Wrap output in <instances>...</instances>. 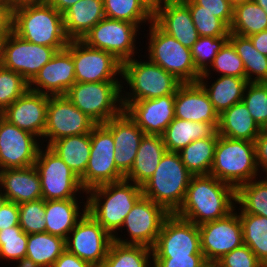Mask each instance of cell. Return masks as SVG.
Returning <instances> with one entry per match:
<instances>
[{"mask_svg":"<svg viewBox=\"0 0 267 267\" xmlns=\"http://www.w3.org/2000/svg\"><path fill=\"white\" fill-rule=\"evenodd\" d=\"M236 189L211 175L192 176L185 198L174 213L197 226L227 216L235 209Z\"/></svg>","mask_w":267,"mask_h":267,"instance_id":"6da1fadb","label":"cell"},{"mask_svg":"<svg viewBox=\"0 0 267 267\" xmlns=\"http://www.w3.org/2000/svg\"><path fill=\"white\" fill-rule=\"evenodd\" d=\"M10 29L20 38L63 50L70 42L63 14L48 3L25 4L10 10Z\"/></svg>","mask_w":267,"mask_h":267,"instance_id":"7a4b0ae2","label":"cell"},{"mask_svg":"<svg viewBox=\"0 0 267 267\" xmlns=\"http://www.w3.org/2000/svg\"><path fill=\"white\" fill-rule=\"evenodd\" d=\"M142 195L141 186L126 179L98 185L86 191L87 212L113 236Z\"/></svg>","mask_w":267,"mask_h":267,"instance_id":"3957f363","label":"cell"},{"mask_svg":"<svg viewBox=\"0 0 267 267\" xmlns=\"http://www.w3.org/2000/svg\"><path fill=\"white\" fill-rule=\"evenodd\" d=\"M140 56H135L122 63V102H135L175 95L183 83L161 66L152 63L144 55Z\"/></svg>","mask_w":267,"mask_h":267,"instance_id":"277c9868","label":"cell"},{"mask_svg":"<svg viewBox=\"0 0 267 267\" xmlns=\"http://www.w3.org/2000/svg\"><path fill=\"white\" fill-rule=\"evenodd\" d=\"M209 175L235 189L261 177L256 164L255 143L219 135Z\"/></svg>","mask_w":267,"mask_h":267,"instance_id":"5b68a950","label":"cell"},{"mask_svg":"<svg viewBox=\"0 0 267 267\" xmlns=\"http://www.w3.org/2000/svg\"><path fill=\"white\" fill-rule=\"evenodd\" d=\"M192 176L178 152L166 151L154 174L141 186L142 194L174 214L183 203Z\"/></svg>","mask_w":267,"mask_h":267,"instance_id":"8992f818","label":"cell"},{"mask_svg":"<svg viewBox=\"0 0 267 267\" xmlns=\"http://www.w3.org/2000/svg\"><path fill=\"white\" fill-rule=\"evenodd\" d=\"M144 30L149 32L144 34L148 41L143 47L145 57L182 83L198 82L201 73L196 69L190 48L164 32L154 21Z\"/></svg>","mask_w":267,"mask_h":267,"instance_id":"52a82bcc","label":"cell"},{"mask_svg":"<svg viewBox=\"0 0 267 267\" xmlns=\"http://www.w3.org/2000/svg\"><path fill=\"white\" fill-rule=\"evenodd\" d=\"M121 81L75 82L64 95L96 124H104L124 111Z\"/></svg>","mask_w":267,"mask_h":267,"instance_id":"ba28073f","label":"cell"},{"mask_svg":"<svg viewBox=\"0 0 267 267\" xmlns=\"http://www.w3.org/2000/svg\"><path fill=\"white\" fill-rule=\"evenodd\" d=\"M140 31L144 34V30L142 31L134 23L105 17L88 31L81 40L90 47L109 52L121 63H124L134 58L135 55L141 54L139 52L143 49L140 45L143 44L139 36L141 35L142 38L143 34Z\"/></svg>","mask_w":267,"mask_h":267,"instance_id":"9c48e42d","label":"cell"},{"mask_svg":"<svg viewBox=\"0 0 267 267\" xmlns=\"http://www.w3.org/2000/svg\"><path fill=\"white\" fill-rule=\"evenodd\" d=\"M169 215L164 207L142 195L126 215L122 227L112 236L113 240L124 245H142L152 249Z\"/></svg>","mask_w":267,"mask_h":267,"instance_id":"30bf717a","label":"cell"},{"mask_svg":"<svg viewBox=\"0 0 267 267\" xmlns=\"http://www.w3.org/2000/svg\"><path fill=\"white\" fill-rule=\"evenodd\" d=\"M34 167L44 200L87 198L80 178L48 146L40 148Z\"/></svg>","mask_w":267,"mask_h":267,"instance_id":"8fae6325","label":"cell"},{"mask_svg":"<svg viewBox=\"0 0 267 267\" xmlns=\"http://www.w3.org/2000/svg\"><path fill=\"white\" fill-rule=\"evenodd\" d=\"M91 152L86 171L80 178L82 187L89 189L124 179V174L115 165V143L112 133L97 124L90 133Z\"/></svg>","mask_w":267,"mask_h":267,"instance_id":"7c38bea8","label":"cell"},{"mask_svg":"<svg viewBox=\"0 0 267 267\" xmlns=\"http://www.w3.org/2000/svg\"><path fill=\"white\" fill-rule=\"evenodd\" d=\"M56 52L53 47L28 42L9 29L2 42L1 65L30 83Z\"/></svg>","mask_w":267,"mask_h":267,"instance_id":"4fadbf2b","label":"cell"},{"mask_svg":"<svg viewBox=\"0 0 267 267\" xmlns=\"http://www.w3.org/2000/svg\"><path fill=\"white\" fill-rule=\"evenodd\" d=\"M66 49L72 54L76 82L121 81L122 63L109 52L90 47L81 39L70 40Z\"/></svg>","mask_w":267,"mask_h":267,"instance_id":"5bb4252c","label":"cell"},{"mask_svg":"<svg viewBox=\"0 0 267 267\" xmlns=\"http://www.w3.org/2000/svg\"><path fill=\"white\" fill-rule=\"evenodd\" d=\"M96 125L64 95L49 96L42 145L49 147L60 138L91 133Z\"/></svg>","mask_w":267,"mask_h":267,"instance_id":"9a60e30c","label":"cell"},{"mask_svg":"<svg viewBox=\"0 0 267 267\" xmlns=\"http://www.w3.org/2000/svg\"><path fill=\"white\" fill-rule=\"evenodd\" d=\"M113 237L88 213L65 240L66 250L92 267L102 266Z\"/></svg>","mask_w":267,"mask_h":267,"instance_id":"2e32d148","label":"cell"},{"mask_svg":"<svg viewBox=\"0 0 267 267\" xmlns=\"http://www.w3.org/2000/svg\"><path fill=\"white\" fill-rule=\"evenodd\" d=\"M198 228L201 252L207 263L215 264L243 244L242 225L236 207L227 216L203 223Z\"/></svg>","mask_w":267,"mask_h":267,"instance_id":"e0dca14e","label":"cell"},{"mask_svg":"<svg viewBox=\"0 0 267 267\" xmlns=\"http://www.w3.org/2000/svg\"><path fill=\"white\" fill-rule=\"evenodd\" d=\"M41 140L0 118V170L34 166Z\"/></svg>","mask_w":267,"mask_h":267,"instance_id":"ac0fdd59","label":"cell"},{"mask_svg":"<svg viewBox=\"0 0 267 267\" xmlns=\"http://www.w3.org/2000/svg\"><path fill=\"white\" fill-rule=\"evenodd\" d=\"M152 252L153 256L203 255L198 226L170 214L163 222Z\"/></svg>","mask_w":267,"mask_h":267,"instance_id":"d6986e66","label":"cell"},{"mask_svg":"<svg viewBox=\"0 0 267 267\" xmlns=\"http://www.w3.org/2000/svg\"><path fill=\"white\" fill-rule=\"evenodd\" d=\"M122 104L124 111L145 134L162 135L175 118V95Z\"/></svg>","mask_w":267,"mask_h":267,"instance_id":"ffe728a7","label":"cell"},{"mask_svg":"<svg viewBox=\"0 0 267 267\" xmlns=\"http://www.w3.org/2000/svg\"><path fill=\"white\" fill-rule=\"evenodd\" d=\"M49 95L28 90L3 112L2 116L21 130L37 136L41 142L46 128Z\"/></svg>","mask_w":267,"mask_h":267,"instance_id":"44dd1931","label":"cell"},{"mask_svg":"<svg viewBox=\"0 0 267 267\" xmlns=\"http://www.w3.org/2000/svg\"><path fill=\"white\" fill-rule=\"evenodd\" d=\"M75 82V64L65 48L40 69L29 83V90L49 96L65 95Z\"/></svg>","mask_w":267,"mask_h":267,"instance_id":"7402d4cb","label":"cell"},{"mask_svg":"<svg viewBox=\"0 0 267 267\" xmlns=\"http://www.w3.org/2000/svg\"><path fill=\"white\" fill-rule=\"evenodd\" d=\"M175 118L192 122H206L216 130L219 115L210 102L209 96L197 83H183L175 93Z\"/></svg>","mask_w":267,"mask_h":267,"instance_id":"603a6c76","label":"cell"},{"mask_svg":"<svg viewBox=\"0 0 267 267\" xmlns=\"http://www.w3.org/2000/svg\"><path fill=\"white\" fill-rule=\"evenodd\" d=\"M113 135L115 165L126 175L132 168L144 132L123 111L103 124Z\"/></svg>","mask_w":267,"mask_h":267,"instance_id":"cb8c5ba5","label":"cell"},{"mask_svg":"<svg viewBox=\"0 0 267 267\" xmlns=\"http://www.w3.org/2000/svg\"><path fill=\"white\" fill-rule=\"evenodd\" d=\"M153 21L187 48L200 37L189 8L181 0H167L154 11Z\"/></svg>","mask_w":267,"mask_h":267,"instance_id":"d4e9b609","label":"cell"},{"mask_svg":"<svg viewBox=\"0 0 267 267\" xmlns=\"http://www.w3.org/2000/svg\"><path fill=\"white\" fill-rule=\"evenodd\" d=\"M0 192L5 200L17 204L41 199L42 188L36 168L0 170Z\"/></svg>","mask_w":267,"mask_h":267,"instance_id":"484cf974","label":"cell"},{"mask_svg":"<svg viewBox=\"0 0 267 267\" xmlns=\"http://www.w3.org/2000/svg\"><path fill=\"white\" fill-rule=\"evenodd\" d=\"M85 200L87 198L45 200V232L66 240L68 234L87 212Z\"/></svg>","mask_w":267,"mask_h":267,"instance_id":"4316f807","label":"cell"},{"mask_svg":"<svg viewBox=\"0 0 267 267\" xmlns=\"http://www.w3.org/2000/svg\"><path fill=\"white\" fill-rule=\"evenodd\" d=\"M198 83L206 91L214 109L220 115L234 104L242 101L248 81L245 77L200 76Z\"/></svg>","mask_w":267,"mask_h":267,"instance_id":"83f0119b","label":"cell"},{"mask_svg":"<svg viewBox=\"0 0 267 267\" xmlns=\"http://www.w3.org/2000/svg\"><path fill=\"white\" fill-rule=\"evenodd\" d=\"M166 151L161 135L144 134L134 164L124 179L142 186L154 174Z\"/></svg>","mask_w":267,"mask_h":267,"instance_id":"f1b7e54d","label":"cell"},{"mask_svg":"<svg viewBox=\"0 0 267 267\" xmlns=\"http://www.w3.org/2000/svg\"><path fill=\"white\" fill-rule=\"evenodd\" d=\"M103 18V0H79L63 13L66 35L70 40L82 39Z\"/></svg>","mask_w":267,"mask_h":267,"instance_id":"f546056e","label":"cell"},{"mask_svg":"<svg viewBox=\"0 0 267 267\" xmlns=\"http://www.w3.org/2000/svg\"><path fill=\"white\" fill-rule=\"evenodd\" d=\"M261 130L242 101L219 115L218 135L254 142Z\"/></svg>","mask_w":267,"mask_h":267,"instance_id":"4dcf8cb0","label":"cell"},{"mask_svg":"<svg viewBox=\"0 0 267 267\" xmlns=\"http://www.w3.org/2000/svg\"><path fill=\"white\" fill-rule=\"evenodd\" d=\"M217 130L206 122L174 118L161 135L168 152H179L191 142L211 137Z\"/></svg>","mask_w":267,"mask_h":267,"instance_id":"1f68e13d","label":"cell"},{"mask_svg":"<svg viewBox=\"0 0 267 267\" xmlns=\"http://www.w3.org/2000/svg\"><path fill=\"white\" fill-rule=\"evenodd\" d=\"M49 148L79 178L83 176L91 152L90 133L60 138L54 141Z\"/></svg>","mask_w":267,"mask_h":267,"instance_id":"d6a6232c","label":"cell"},{"mask_svg":"<svg viewBox=\"0 0 267 267\" xmlns=\"http://www.w3.org/2000/svg\"><path fill=\"white\" fill-rule=\"evenodd\" d=\"M25 262L42 267H52L66 250L65 239L47 232L27 235Z\"/></svg>","mask_w":267,"mask_h":267,"instance_id":"836d02e7","label":"cell"},{"mask_svg":"<svg viewBox=\"0 0 267 267\" xmlns=\"http://www.w3.org/2000/svg\"><path fill=\"white\" fill-rule=\"evenodd\" d=\"M218 136L216 131L211 137L195 140L178 152L181 161L193 176L209 175Z\"/></svg>","mask_w":267,"mask_h":267,"instance_id":"e575fe53","label":"cell"},{"mask_svg":"<svg viewBox=\"0 0 267 267\" xmlns=\"http://www.w3.org/2000/svg\"><path fill=\"white\" fill-rule=\"evenodd\" d=\"M267 29V14L253 0L233 6V19L230 33L249 37Z\"/></svg>","mask_w":267,"mask_h":267,"instance_id":"d590c367","label":"cell"},{"mask_svg":"<svg viewBox=\"0 0 267 267\" xmlns=\"http://www.w3.org/2000/svg\"><path fill=\"white\" fill-rule=\"evenodd\" d=\"M229 41L243 61L248 82H267V56L260 53L249 37L230 33Z\"/></svg>","mask_w":267,"mask_h":267,"instance_id":"8d00e7d4","label":"cell"},{"mask_svg":"<svg viewBox=\"0 0 267 267\" xmlns=\"http://www.w3.org/2000/svg\"><path fill=\"white\" fill-rule=\"evenodd\" d=\"M103 267H153L151 248L111 242Z\"/></svg>","mask_w":267,"mask_h":267,"instance_id":"74e56055","label":"cell"},{"mask_svg":"<svg viewBox=\"0 0 267 267\" xmlns=\"http://www.w3.org/2000/svg\"><path fill=\"white\" fill-rule=\"evenodd\" d=\"M238 213L267 217V176L241 184L236 189Z\"/></svg>","mask_w":267,"mask_h":267,"instance_id":"f35d334b","label":"cell"},{"mask_svg":"<svg viewBox=\"0 0 267 267\" xmlns=\"http://www.w3.org/2000/svg\"><path fill=\"white\" fill-rule=\"evenodd\" d=\"M103 4L106 18L134 23L142 30L153 21L154 12L143 0H103Z\"/></svg>","mask_w":267,"mask_h":267,"instance_id":"ab89813d","label":"cell"},{"mask_svg":"<svg viewBox=\"0 0 267 267\" xmlns=\"http://www.w3.org/2000/svg\"><path fill=\"white\" fill-rule=\"evenodd\" d=\"M242 225L243 244L267 267V217L238 213Z\"/></svg>","mask_w":267,"mask_h":267,"instance_id":"60d3db41","label":"cell"},{"mask_svg":"<svg viewBox=\"0 0 267 267\" xmlns=\"http://www.w3.org/2000/svg\"><path fill=\"white\" fill-rule=\"evenodd\" d=\"M27 234L20 226L0 230V262L15 264L25 261Z\"/></svg>","mask_w":267,"mask_h":267,"instance_id":"b9f144b4","label":"cell"},{"mask_svg":"<svg viewBox=\"0 0 267 267\" xmlns=\"http://www.w3.org/2000/svg\"><path fill=\"white\" fill-rule=\"evenodd\" d=\"M213 74L214 76L245 77L243 61L229 40L217 53L210 67L200 76H213Z\"/></svg>","mask_w":267,"mask_h":267,"instance_id":"7bdbcfd3","label":"cell"},{"mask_svg":"<svg viewBox=\"0 0 267 267\" xmlns=\"http://www.w3.org/2000/svg\"><path fill=\"white\" fill-rule=\"evenodd\" d=\"M242 102L261 129H267V82H248Z\"/></svg>","mask_w":267,"mask_h":267,"instance_id":"ee69618b","label":"cell"},{"mask_svg":"<svg viewBox=\"0 0 267 267\" xmlns=\"http://www.w3.org/2000/svg\"><path fill=\"white\" fill-rule=\"evenodd\" d=\"M188 8L199 36L221 37L229 36V27L212 13L200 10L193 0H181Z\"/></svg>","mask_w":267,"mask_h":267,"instance_id":"f6af8a7d","label":"cell"},{"mask_svg":"<svg viewBox=\"0 0 267 267\" xmlns=\"http://www.w3.org/2000/svg\"><path fill=\"white\" fill-rule=\"evenodd\" d=\"M229 40V36L218 38L209 36H200L191 48L193 62L196 69L202 74L212 64L217 53Z\"/></svg>","mask_w":267,"mask_h":267,"instance_id":"bcb514c9","label":"cell"},{"mask_svg":"<svg viewBox=\"0 0 267 267\" xmlns=\"http://www.w3.org/2000/svg\"><path fill=\"white\" fill-rule=\"evenodd\" d=\"M29 90V83L18 73L0 65V111Z\"/></svg>","mask_w":267,"mask_h":267,"instance_id":"7dc6e473","label":"cell"},{"mask_svg":"<svg viewBox=\"0 0 267 267\" xmlns=\"http://www.w3.org/2000/svg\"><path fill=\"white\" fill-rule=\"evenodd\" d=\"M18 207L19 226L27 235L45 232V200L43 198L18 204Z\"/></svg>","mask_w":267,"mask_h":267,"instance_id":"c3c4849f","label":"cell"},{"mask_svg":"<svg viewBox=\"0 0 267 267\" xmlns=\"http://www.w3.org/2000/svg\"><path fill=\"white\" fill-rule=\"evenodd\" d=\"M215 265L216 267H265L246 244L225 254Z\"/></svg>","mask_w":267,"mask_h":267,"instance_id":"681fc988","label":"cell"},{"mask_svg":"<svg viewBox=\"0 0 267 267\" xmlns=\"http://www.w3.org/2000/svg\"><path fill=\"white\" fill-rule=\"evenodd\" d=\"M203 255L153 256V267H204Z\"/></svg>","mask_w":267,"mask_h":267,"instance_id":"f907efd6","label":"cell"},{"mask_svg":"<svg viewBox=\"0 0 267 267\" xmlns=\"http://www.w3.org/2000/svg\"><path fill=\"white\" fill-rule=\"evenodd\" d=\"M200 10L212 13L230 27L233 19V6L228 0H193Z\"/></svg>","mask_w":267,"mask_h":267,"instance_id":"816d5d0a","label":"cell"},{"mask_svg":"<svg viewBox=\"0 0 267 267\" xmlns=\"http://www.w3.org/2000/svg\"><path fill=\"white\" fill-rule=\"evenodd\" d=\"M14 226H19L18 204L4 200L0 205V230Z\"/></svg>","mask_w":267,"mask_h":267,"instance_id":"f5cc1de1","label":"cell"},{"mask_svg":"<svg viewBox=\"0 0 267 267\" xmlns=\"http://www.w3.org/2000/svg\"><path fill=\"white\" fill-rule=\"evenodd\" d=\"M254 143L258 170L262 176H267V129L261 130Z\"/></svg>","mask_w":267,"mask_h":267,"instance_id":"db71d44e","label":"cell"},{"mask_svg":"<svg viewBox=\"0 0 267 267\" xmlns=\"http://www.w3.org/2000/svg\"><path fill=\"white\" fill-rule=\"evenodd\" d=\"M52 267H92L88 262L65 250Z\"/></svg>","mask_w":267,"mask_h":267,"instance_id":"11a10c76","label":"cell"},{"mask_svg":"<svg viewBox=\"0 0 267 267\" xmlns=\"http://www.w3.org/2000/svg\"><path fill=\"white\" fill-rule=\"evenodd\" d=\"M10 29V9L4 1L0 2V35H6Z\"/></svg>","mask_w":267,"mask_h":267,"instance_id":"9f6ffc18","label":"cell"},{"mask_svg":"<svg viewBox=\"0 0 267 267\" xmlns=\"http://www.w3.org/2000/svg\"><path fill=\"white\" fill-rule=\"evenodd\" d=\"M254 47L263 55L267 56V29L260 33L249 36Z\"/></svg>","mask_w":267,"mask_h":267,"instance_id":"6f0895ef","label":"cell"},{"mask_svg":"<svg viewBox=\"0 0 267 267\" xmlns=\"http://www.w3.org/2000/svg\"><path fill=\"white\" fill-rule=\"evenodd\" d=\"M79 0H48L47 3L63 14L68 8Z\"/></svg>","mask_w":267,"mask_h":267,"instance_id":"680465c9","label":"cell"},{"mask_svg":"<svg viewBox=\"0 0 267 267\" xmlns=\"http://www.w3.org/2000/svg\"><path fill=\"white\" fill-rule=\"evenodd\" d=\"M47 1L48 0H4L10 10L25 4L47 3Z\"/></svg>","mask_w":267,"mask_h":267,"instance_id":"91938a15","label":"cell"},{"mask_svg":"<svg viewBox=\"0 0 267 267\" xmlns=\"http://www.w3.org/2000/svg\"><path fill=\"white\" fill-rule=\"evenodd\" d=\"M167 0H143V2L154 12L162 6Z\"/></svg>","mask_w":267,"mask_h":267,"instance_id":"94428289","label":"cell"},{"mask_svg":"<svg viewBox=\"0 0 267 267\" xmlns=\"http://www.w3.org/2000/svg\"><path fill=\"white\" fill-rule=\"evenodd\" d=\"M15 264H16V266H15ZM15 264H13L14 267H42V266H39V265H34V264L27 263L25 261L18 262V263H15Z\"/></svg>","mask_w":267,"mask_h":267,"instance_id":"6125c7cd","label":"cell"},{"mask_svg":"<svg viewBox=\"0 0 267 267\" xmlns=\"http://www.w3.org/2000/svg\"><path fill=\"white\" fill-rule=\"evenodd\" d=\"M255 3H257L260 7L263 8V10L267 14V0H253Z\"/></svg>","mask_w":267,"mask_h":267,"instance_id":"be15d7a7","label":"cell"},{"mask_svg":"<svg viewBox=\"0 0 267 267\" xmlns=\"http://www.w3.org/2000/svg\"><path fill=\"white\" fill-rule=\"evenodd\" d=\"M4 36L5 35H0V65L2 61V42H3Z\"/></svg>","mask_w":267,"mask_h":267,"instance_id":"e7e4bbea","label":"cell"},{"mask_svg":"<svg viewBox=\"0 0 267 267\" xmlns=\"http://www.w3.org/2000/svg\"><path fill=\"white\" fill-rule=\"evenodd\" d=\"M232 6H235L236 4H239V3H243L244 1H248V0H228Z\"/></svg>","mask_w":267,"mask_h":267,"instance_id":"03108f58","label":"cell"},{"mask_svg":"<svg viewBox=\"0 0 267 267\" xmlns=\"http://www.w3.org/2000/svg\"><path fill=\"white\" fill-rule=\"evenodd\" d=\"M204 267H216V265L212 263H207Z\"/></svg>","mask_w":267,"mask_h":267,"instance_id":"003e7915","label":"cell"},{"mask_svg":"<svg viewBox=\"0 0 267 267\" xmlns=\"http://www.w3.org/2000/svg\"><path fill=\"white\" fill-rule=\"evenodd\" d=\"M4 200H5V198L3 197V195H2L1 192H0V205H1V203H2Z\"/></svg>","mask_w":267,"mask_h":267,"instance_id":"a7ac6f4b","label":"cell"}]
</instances>
